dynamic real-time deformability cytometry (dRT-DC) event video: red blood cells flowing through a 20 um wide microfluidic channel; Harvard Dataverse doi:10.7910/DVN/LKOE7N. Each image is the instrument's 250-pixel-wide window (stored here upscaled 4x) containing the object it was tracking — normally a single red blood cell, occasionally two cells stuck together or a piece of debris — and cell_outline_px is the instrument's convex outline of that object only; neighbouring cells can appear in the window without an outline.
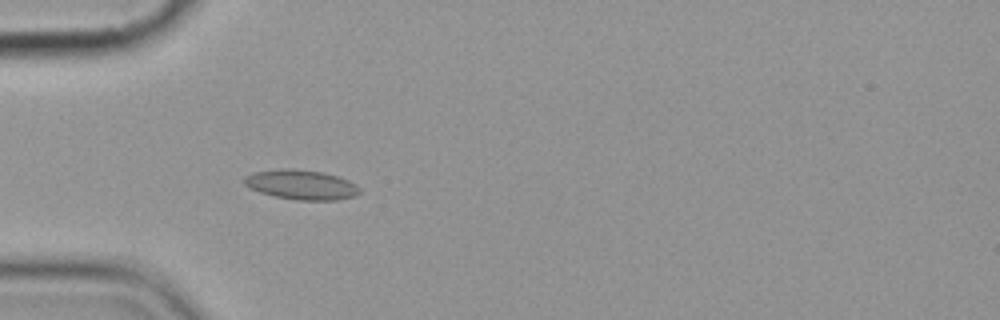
{"species": "common noctule bat (a hibernating species)", "species_latin": "Nyctalus noctula", "temperature_condition": "cold", "stored_images_in_passage": 6, "camera_frame_rate_fps": 3000, "um_per_image_px": 0.085, "animal": {"sex": "female", "body_mass_g": 19.9}, "frame": {"image": 1, "passage_image": 6, "time_ms": 5.667, "image_size_px": [1000, 320], "cell_outline_px": [[360, 192], [356, 196], [336, 200], [296, 200], [276, 196], [260, 192], [244, 184], [244, 176], [256, 172], [284, 168], [292, 168], [324, 172], [348, 180], [356, 184], [360, 188]], "centroid_in_image_um": [25.65, 15.7], "position_along_channel_um": 59.4, "area_um2": 19.88}}